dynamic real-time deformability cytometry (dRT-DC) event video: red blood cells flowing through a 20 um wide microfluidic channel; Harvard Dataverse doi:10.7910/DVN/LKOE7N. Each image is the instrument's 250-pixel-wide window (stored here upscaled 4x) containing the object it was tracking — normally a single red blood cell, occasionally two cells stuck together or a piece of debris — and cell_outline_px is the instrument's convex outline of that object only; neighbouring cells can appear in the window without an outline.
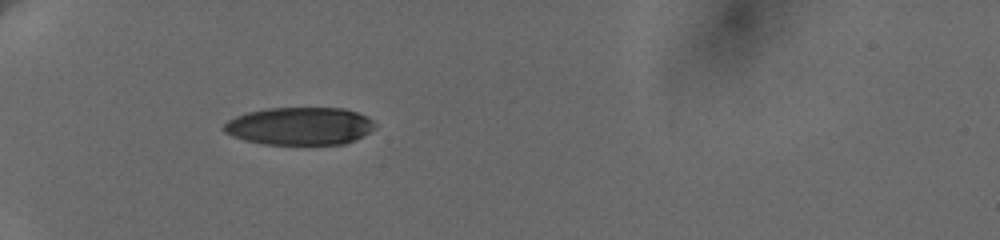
{"species": "human", "species_latin": "Homo sapiens", "temperature_condition": "cold", "stored_images_in_passage": 57, "camera_frame_rate_fps": 3000, "um_per_image_px": 0.085, "donor": {"sex": "female"}, "frame": {"image": 1, "passage_image": 1, "time_ms": 0.0, "image_size_px": [1000, 240], "cell_outline_px": [[376, 128], [372, 132], [344, 144], [264, 144], [244, 140], [232, 136], [224, 132], [220, 128], [228, 120], [236, 116], [248, 112], [268, 108], [344, 108], [368, 116], [376, 124]], "centroid_in_image_um": [25.49, 10.72], "position_along_channel_um": 59.5, "area_um2": 33.47}}
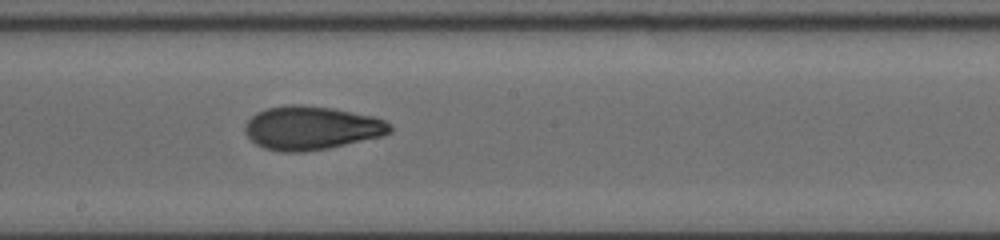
{"frame": {"image": 2, "passage_image": 34, "time_ms": 5.0, "image_size_px": [1000, 240], "cell_outline_px": [[392, 132], [380, 136], [328, 148], [304, 152], [280, 152], [264, 148], [256, 144], [244, 132], [244, 124], [256, 112], [268, 108], [292, 104], [300, 104], [332, 108], [372, 116], [384, 120], [392, 124]], "centroid_in_image_um": [26.44, 10.88], "position_along_channel_um": 221.8, "area_um2": 36.76}}
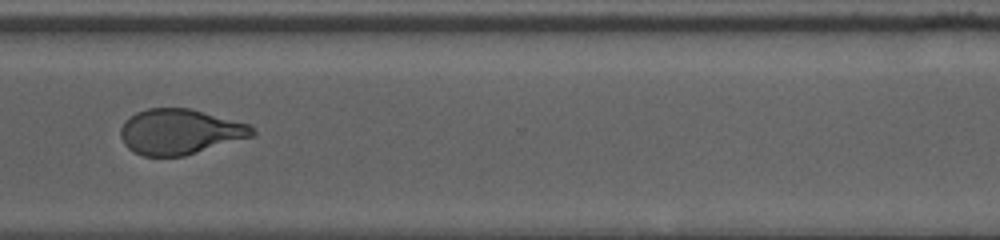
{"frame": {"image": 3, "passage_image": 56, "time_ms": 8.667, "image_size_px": [1000, 240], "cell_outline_px": [[256, 136], [184, 156], [144, 156], [128, 148], [124, 144], [120, 136], [120, 128], [124, 120], [136, 112], [148, 108], [192, 108], [252, 124], [256, 132]], "centroid_in_image_um": [15.34, 11.18], "position_along_channel_um": 355.3, "area_um2": 35.37}}